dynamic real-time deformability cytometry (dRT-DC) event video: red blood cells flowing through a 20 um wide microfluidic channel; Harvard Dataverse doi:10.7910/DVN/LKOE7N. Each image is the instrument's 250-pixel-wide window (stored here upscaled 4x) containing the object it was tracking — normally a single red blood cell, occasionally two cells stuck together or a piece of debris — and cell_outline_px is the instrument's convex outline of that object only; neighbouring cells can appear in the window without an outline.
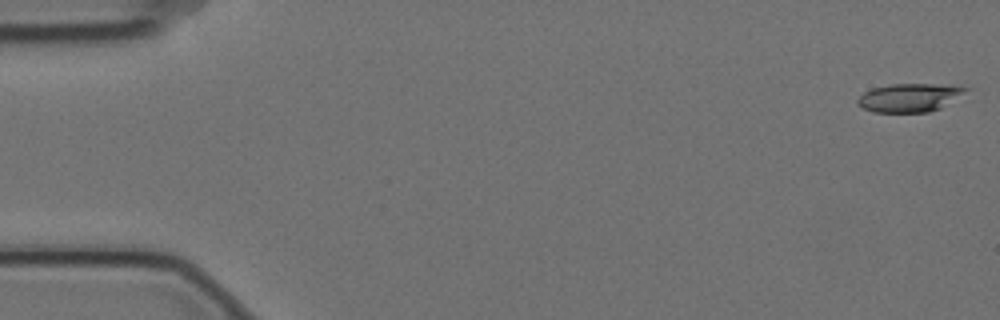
{"species": "Egyptian fruit bat (a non-hibernating species)", "species_latin": "Rousettus aegyptiacus", "temperature_condition": "cold", "stored_images_in_passage": 5, "camera_frame_rate_fps": 3000, "um_per_image_px": 0.085, "animal": {"sex": "female"}, "frame": {"image": 1, "passage_image": 1, "time_ms": 0.0, "image_size_px": [1000, 320], "cell_outline_px": [[972, 88], [940, 108], [928, 112], [872, 112], [856, 104], [856, 100], [864, 92], [872, 88], [892, 84], [932, 84]], "centroid_in_image_um": [77.26, 8.3], "position_along_channel_um": 7.7, "area_um2": 17.69}}